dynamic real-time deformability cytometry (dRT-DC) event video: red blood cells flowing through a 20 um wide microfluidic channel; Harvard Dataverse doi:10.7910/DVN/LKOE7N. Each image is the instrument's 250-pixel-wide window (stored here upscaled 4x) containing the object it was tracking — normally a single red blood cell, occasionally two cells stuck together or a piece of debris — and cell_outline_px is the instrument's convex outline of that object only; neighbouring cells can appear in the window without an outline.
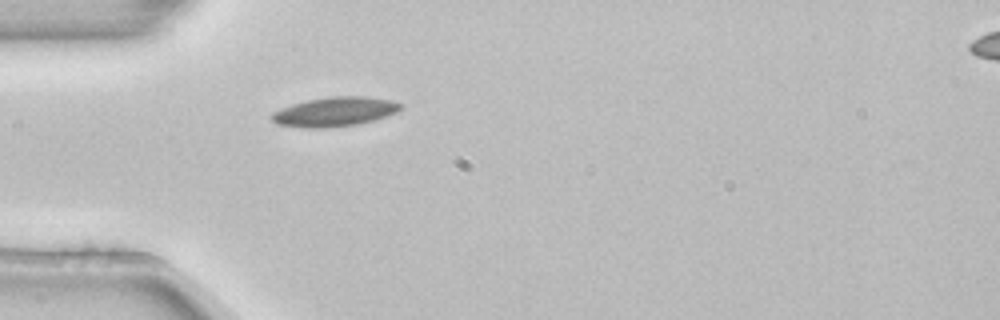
{"species": "common noctule bat (a hibernating species)", "species_latin": "Nyctalus noctula", "temperature_condition": "room temperature", "stored_images_in_passage": 2, "segment_of_instrument_passage": [1, 2], "camera_frame_rate_fps": 3000, "um_per_image_px": 0.085, "animal": {"sex": "female", "body_mass_g": 22.7, "forearm_length_mm": 54.2}, "frame": {"image": 1, "passage_image": 1, "time_ms": 0.0, "image_size_px": [1000, 320], "cell_outline_px": [[404, 108], [396, 112], [372, 120], [356, 124], [328, 128], [304, 128], [276, 124], [268, 116], [272, 112], [280, 108], [292, 104], [308, 100], [332, 96], [368, 96], [392, 100], [404, 104]], "centroid_in_image_um": [28.43, 9.49], "position_along_channel_um": 56.6, "area_um2": 22.25}}